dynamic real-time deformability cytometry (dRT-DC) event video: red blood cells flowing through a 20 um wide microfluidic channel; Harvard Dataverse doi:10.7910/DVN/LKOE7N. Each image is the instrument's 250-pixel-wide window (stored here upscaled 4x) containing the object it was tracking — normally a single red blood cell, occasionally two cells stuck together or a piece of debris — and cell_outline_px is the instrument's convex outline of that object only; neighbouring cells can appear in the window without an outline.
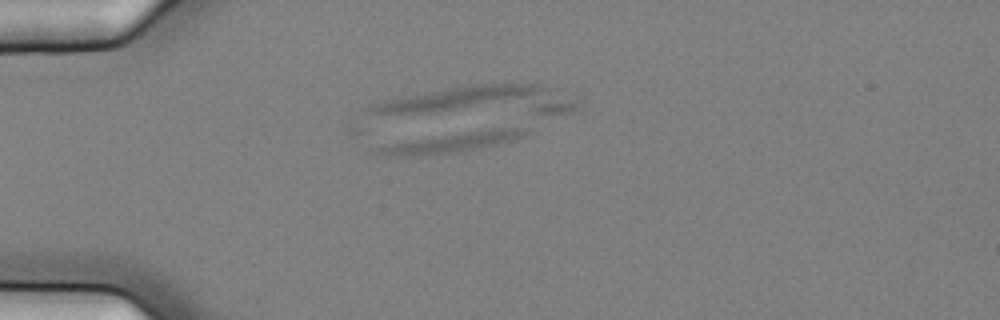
{"species": "common noctule bat (a hibernating species)", "species_latin": "Nyctalus noctula", "temperature_condition": "cold", "stored_images_in_passage": 8, "camera_frame_rate_fps": 3000, "um_per_image_px": 0.085, "animal": {"sex": "female", "body_mass_g": 25.1}, "frame": {"image": 1, "passage_image": 1, "time_ms": 0.0, "image_size_px": [1000, 320], "cell_outline_px": [[532, 136], [480, 148], [456, 152], [420, 156], [396, 156], [376, 152], [376, 148], [392, 144], [488, 128], [516, 128], [528, 132]], "centroid_in_image_um": [38.61, 12.1], "position_along_channel_um": 46.4, "area_um2": 16.47}}